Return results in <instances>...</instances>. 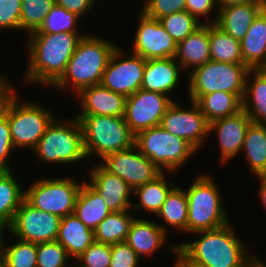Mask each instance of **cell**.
<instances>
[{
    "label": "cell",
    "mask_w": 266,
    "mask_h": 267,
    "mask_svg": "<svg viewBox=\"0 0 266 267\" xmlns=\"http://www.w3.org/2000/svg\"><path fill=\"white\" fill-rule=\"evenodd\" d=\"M123 54V50L119 47L112 52L103 73L101 85L129 97L141 89L146 60L130 52Z\"/></svg>",
    "instance_id": "7c38bea8"
},
{
    "label": "cell",
    "mask_w": 266,
    "mask_h": 267,
    "mask_svg": "<svg viewBox=\"0 0 266 267\" xmlns=\"http://www.w3.org/2000/svg\"><path fill=\"white\" fill-rule=\"evenodd\" d=\"M40 162L71 164L86 160L82 127L76 117L54 120L32 150Z\"/></svg>",
    "instance_id": "8992f818"
},
{
    "label": "cell",
    "mask_w": 266,
    "mask_h": 267,
    "mask_svg": "<svg viewBox=\"0 0 266 267\" xmlns=\"http://www.w3.org/2000/svg\"><path fill=\"white\" fill-rule=\"evenodd\" d=\"M242 107L252 122L266 124V69L247 73Z\"/></svg>",
    "instance_id": "484cf974"
},
{
    "label": "cell",
    "mask_w": 266,
    "mask_h": 267,
    "mask_svg": "<svg viewBox=\"0 0 266 267\" xmlns=\"http://www.w3.org/2000/svg\"><path fill=\"white\" fill-rule=\"evenodd\" d=\"M167 227L148 219L134 218L131 223L125 242L136 252L141 259L145 256H153L154 252L166 246L172 254L176 255L178 244L167 243Z\"/></svg>",
    "instance_id": "ac0fdd59"
},
{
    "label": "cell",
    "mask_w": 266,
    "mask_h": 267,
    "mask_svg": "<svg viewBox=\"0 0 266 267\" xmlns=\"http://www.w3.org/2000/svg\"><path fill=\"white\" fill-rule=\"evenodd\" d=\"M80 19L75 13L55 4L46 15L40 28L32 33H78L77 23Z\"/></svg>",
    "instance_id": "8d00e7d4"
},
{
    "label": "cell",
    "mask_w": 266,
    "mask_h": 267,
    "mask_svg": "<svg viewBox=\"0 0 266 267\" xmlns=\"http://www.w3.org/2000/svg\"><path fill=\"white\" fill-rule=\"evenodd\" d=\"M0 267H6V266L0 261Z\"/></svg>",
    "instance_id": "db71d44e"
},
{
    "label": "cell",
    "mask_w": 266,
    "mask_h": 267,
    "mask_svg": "<svg viewBox=\"0 0 266 267\" xmlns=\"http://www.w3.org/2000/svg\"><path fill=\"white\" fill-rule=\"evenodd\" d=\"M99 161L106 170L122 178L133 190L153 181L162 173L135 145L111 153Z\"/></svg>",
    "instance_id": "5bb4252c"
},
{
    "label": "cell",
    "mask_w": 266,
    "mask_h": 267,
    "mask_svg": "<svg viewBox=\"0 0 266 267\" xmlns=\"http://www.w3.org/2000/svg\"><path fill=\"white\" fill-rule=\"evenodd\" d=\"M213 177L201 173L185 190L188 200L187 233L212 230L229 223L222 194Z\"/></svg>",
    "instance_id": "5b68a950"
},
{
    "label": "cell",
    "mask_w": 266,
    "mask_h": 267,
    "mask_svg": "<svg viewBox=\"0 0 266 267\" xmlns=\"http://www.w3.org/2000/svg\"><path fill=\"white\" fill-rule=\"evenodd\" d=\"M7 228V229H6ZM6 229V231L8 232V226L6 224H4L2 221H0V255L2 253V249H3V246H4V238L3 235H4V230Z\"/></svg>",
    "instance_id": "816d5d0a"
},
{
    "label": "cell",
    "mask_w": 266,
    "mask_h": 267,
    "mask_svg": "<svg viewBox=\"0 0 266 267\" xmlns=\"http://www.w3.org/2000/svg\"><path fill=\"white\" fill-rule=\"evenodd\" d=\"M82 184L71 177H43L28 186L25 190V199L35 208L62 218L74 212Z\"/></svg>",
    "instance_id": "30bf717a"
},
{
    "label": "cell",
    "mask_w": 266,
    "mask_h": 267,
    "mask_svg": "<svg viewBox=\"0 0 266 267\" xmlns=\"http://www.w3.org/2000/svg\"><path fill=\"white\" fill-rule=\"evenodd\" d=\"M55 0H21L20 29L30 34L40 28Z\"/></svg>",
    "instance_id": "d590c367"
},
{
    "label": "cell",
    "mask_w": 266,
    "mask_h": 267,
    "mask_svg": "<svg viewBox=\"0 0 266 267\" xmlns=\"http://www.w3.org/2000/svg\"><path fill=\"white\" fill-rule=\"evenodd\" d=\"M15 244L3 246L0 261L6 267H37V244L15 238Z\"/></svg>",
    "instance_id": "e575fe53"
},
{
    "label": "cell",
    "mask_w": 266,
    "mask_h": 267,
    "mask_svg": "<svg viewBox=\"0 0 266 267\" xmlns=\"http://www.w3.org/2000/svg\"><path fill=\"white\" fill-rule=\"evenodd\" d=\"M174 58L184 71L190 72L209 62L211 60L209 24H202L184 40L178 42Z\"/></svg>",
    "instance_id": "603a6c76"
},
{
    "label": "cell",
    "mask_w": 266,
    "mask_h": 267,
    "mask_svg": "<svg viewBox=\"0 0 266 267\" xmlns=\"http://www.w3.org/2000/svg\"><path fill=\"white\" fill-rule=\"evenodd\" d=\"M246 267H266V264L261 261L260 259L254 257L247 265Z\"/></svg>",
    "instance_id": "f5cc1de1"
},
{
    "label": "cell",
    "mask_w": 266,
    "mask_h": 267,
    "mask_svg": "<svg viewBox=\"0 0 266 267\" xmlns=\"http://www.w3.org/2000/svg\"><path fill=\"white\" fill-rule=\"evenodd\" d=\"M73 213L94 231L111 211L101 195L85 181L77 195Z\"/></svg>",
    "instance_id": "4316f807"
},
{
    "label": "cell",
    "mask_w": 266,
    "mask_h": 267,
    "mask_svg": "<svg viewBox=\"0 0 266 267\" xmlns=\"http://www.w3.org/2000/svg\"><path fill=\"white\" fill-rule=\"evenodd\" d=\"M82 127L86 157L105 156L135 145V134L124 117L76 115Z\"/></svg>",
    "instance_id": "277c9868"
},
{
    "label": "cell",
    "mask_w": 266,
    "mask_h": 267,
    "mask_svg": "<svg viewBox=\"0 0 266 267\" xmlns=\"http://www.w3.org/2000/svg\"><path fill=\"white\" fill-rule=\"evenodd\" d=\"M89 184L101 195L111 212H121L132 207L133 189L126 181L106 170L100 163L90 166Z\"/></svg>",
    "instance_id": "e0dca14e"
},
{
    "label": "cell",
    "mask_w": 266,
    "mask_h": 267,
    "mask_svg": "<svg viewBox=\"0 0 266 267\" xmlns=\"http://www.w3.org/2000/svg\"><path fill=\"white\" fill-rule=\"evenodd\" d=\"M19 97L16 92L9 101L4 114L8 117L14 149L33 150L47 128L56 119V115L36 101H23L20 100L23 98Z\"/></svg>",
    "instance_id": "ba28073f"
},
{
    "label": "cell",
    "mask_w": 266,
    "mask_h": 267,
    "mask_svg": "<svg viewBox=\"0 0 266 267\" xmlns=\"http://www.w3.org/2000/svg\"><path fill=\"white\" fill-rule=\"evenodd\" d=\"M251 122L247 113L241 110L236 115L220 118L209 123V135L213 131L217 134L220 163H229L234 157L241 154L245 133Z\"/></svg>",
    "instance_id": "d6986e66"
},
{
    "label": "cell",
    "mask_w": 266,
    "mask_h": 267,
    "mask_svg": "<svg viewBox=\"0 0 266 267\" xmlns=\"http://www.w3.org/2000/svg\"><path fill=\"white\" fill-rule=\"evenodd\" d=\"M186 0H145L141 11L149 18L161 19L185 11Z\"/></svg>",
    "instance_id": "60d3db41"
},
{
    "label": "cell",
    "mask_w": 266,
    "mask_h": 267,
    "mask_svg": "<svg viewBox=\"0 0 266 267\" xmlns=\"http://www.w3.org/2000/svg\"><path fill=\"white\" fill-rule=\"evenodd\" d=\"M134 216L129 210L111 212L94 230L96 242L113 245L125 242Z\"/></svg>",
    "instance_id": "836d02e7"
},
{
    "label": "cell",
    "mask_w": 266,
    "mask_h": 267,
    "mask_svg": "<svg viewBox=\"0 0 266 267\" xmlns=\"http://www.w3.org/2000/svg\"><path fill=\"white\" fill-rule=\"evenodd\" d=\"M68 258L66 249L58 241L37 244V267H66Z\"/></svg>",
    "instance_id": "f35d334b"
},
{
    "label": "cell",
    "mask_w": 266,
    "mask_h": 267,
    "mask_svg": "<svg viewBox=\"0 0 266 267\" xmlns=\"http://www.w3.org/2000/svg\"><path fill=\"white\" fill-rule=\"evenodd\" d=\"M14 151L8 117L4 114L0 118V168L11 170L8 156Z\"/></svg>",
    "instance_id": "f6af8a7d"
},
{
    "label": "cell",
    "mask_w": 266,
    "mask_h": 267,
    "mask_svg": "<svg viewBox=\"0 0 266 267\" xmlns=\"http://www.w3.org/2000/svg\"><path fill=\"white\" fill-rule=\"evenodd\" d=\"M211 60L224 63H244L240 41L223 31L215 23L209 24Z\"/></svg>",
    "instance_id": "1f68e13d"
},
{
    "label": "cell",
    "mask_w": 266,
    "mask_h": 267,
    "mask_svg": "<svg viewBox=\"0 0 266 267\" xmlns=\"http://www.w3.org/2000/svg\"><path fill=\"white\" fill-rule=\"evenodd\" d=\"M192 234L201 237L192 242L178 243V250L191 263L203 267H246L255 257L236 236L230 222L216 229Z\"/></svg>",
    "instance_id": "7a4b0ae2"
},
{
    "label": "cell",
    "mask_w": 266,
    "mask_h": 267,
    "mask_svg": "<svg viewBox=\"0 0 266 267\" xmlns=\"http://www.w3.org/2000/svg\"><path fill=\"white\" fill-rule=\"evenodd\" d=\"M189 109L181 107L176 100L168 107L160 126L167 132L189 142L196 150L209 136V123L196 102L190 101Z\"/></svg>",
    "instance_id": "9a60e30c"
},
{
    "label": "cell",
    "mask_w": 266,
    "mask_h": 267,
    "mask_svg": "<svg viewBox=\"0 0 266 267\" xmlns=\"http://www.w3.org/2000/svg\"><path fill=\"white\" fill-rule=\"evenodd\" d=\"M136 148L166 174L178 171L197 151L189 142L160 125L135 135Z\"/></svg>",
    "instance_id": "9c48e42d"
},
{
    "label": "cell",
    "mask_w": 266,
    "mask_h": 267,
    "mask_svg": "<svg viewBox=\"0 0 266 267\" xmlns=\"http://www.w3.org/2000/svg\"><path fill=\"white\" fill-rule=\"evenodd\" d=\"M249 68L244 63L210 60L188 75L189 100L197 102L203 95L225 91L243 99Z\"/></svg>",
    "instance_id": "52a82bcc"
},
{
    "label": "cell",
    "mask_w": 266,
    "mask_h": 267,
    "mask_svg": "<svg viewBox=\"0 0 266 267\" xmlns=\"http://www.w3.org/2000/svg\"><path fill=\"white\" fill-rule=\"evenodd\" d=\"M116 47L108 39L85 33L67 63L64 74L52 87L62 91L70 87L77 95L86 87L101 84L109 58Z\"/></svg>",
    "instance_id": "3957f363"
},
{
    "label": "cell",
    "mask_w": 266,
    "mask_h": 267,
    "mask_svg": "<svg viewBox=\"0 0 266 267\" xmlns=\"http://www.w3.org/2000/svg\"><path fill=\"white\" fill-rule=\"evenodd\" d=\"M241 152H245L249 171L253 175L266 174V124L250 123Z\"/></svg>",
    "instance_id": "83f0119b"
},
{
    "label": "cell",
    "mask_w": 266,
    "mask_h": 267,
    "mask_svg": "<svg viewBox=\"0 0 266 267\" xmlns=\"http://www.w3.org/2000/svg\"><path fill=\"white\" fill-rule=\"evenodd\" d=\"M79 33L28 34V64L24 82L53 86L64 74L80 39Z\"/></svg>",
    "instance_id": "6da1fadb"
},
{
    "label": "cell",
    "mask_w": 266,
    "mask_h": 267,
    "mask_svg": "<svg viewBox=\"0 0 266 267\" xmlns=\"http://www.w3.org/2000/svg\"><path fill=\"white\" fill-rule=\"evenodd\" d=\"M183 71L174 57L146 60L141 89L166 95L173 93Z\"/></svg>",
    "instance_id": "44dd1931"
},
{
    "label": "cell",
    "mask_w": 266,
    "mask_h": 267,
    "mask_svg": "<svg viewBox=\"0 0 266 267\" xmlns=\"http://www.w3.org/2000/svg\"><path fill=\"white\" fill-rule=\"evenodd\" d=\"M174 98L159 92L140 89L126 97L124 119L136 135L140 131L159 126Z\"/></svg>",
    "instance_id": "4fadbf2b"
},
{
    "label": "cell",
    "mask_w": 266,
    "mask_h": 267,
    "mask_svg": "<svg viewBox=\"0 0 266 267\" xmlns=\"http://www.w3.org/2000/svg\"><path fill=\"white\" fill-rule=\"evenodd\" d=\"M196 103L208 123L236 115L243 110L242 99L236 94L225 91L203 95Z\"/></svg>",
    "instance_id": "f546056e"
},
{
    "label": "cell",
    "mask_w": 266,
    "mask_h": 267,
    "mask_svg": "<svg viewBox=\"0 0 266 267\" xmlns=\"http://www.w3.org/2000/svg\"><path fill=\"white\" fill-rule=\"evenodd\" d=\"M266 1H253L218 9L215 24L234 39L241 41Z\"/></svg>",
    "instance_id": "7402d4cb"
},
{
    "label": "cell",
    "mask_w": 266,
    "mask_h": 267,
    "mask_svg": "<svg viewBox=\"0 0 266 267\" xmlns=\"http://www.w3.org/2000/svg\"><path fill=\"white\" fill-rule=\"evenodd\" d=\"M21 0H0V30H20Z\"/></svg>",
    "instance_id": "b9f144b4"
},
{
    "label": "cell",
    "mask_w": 266,
    "mask_h": 267,
    "mask_svg": "<svg viewBox=\"0 0 266 267\" xmlns=\"http://www.w3.org/2000/svg\"><path fill=\"white\" fill-rule=\"evenodd\" d=\"M156 216L169 227L187 233L188 200L185 189L175 185Z\"/></svg>",
    "instance_id": "d6a6232c"
},
{
    "label": "cell",
    "mask_w": 266,
    "mask_h": 267,
    "mask_svg": "<svg viewBox=\"0 0 266 267\" xmlns=\"http://www.w3.org/2000/svg\"><path fill=\"white\" fill-rule=\"evenodd\" d=\"M217 8V13L215 10V15L209 18L214 9ZM185 10L194 16L198 21L200 16H205L206 21L203 20V24L215 23L218 16V5L217 0H186ZM211 19V21H210Z\"/></svg>",
    "instance_id": "ee69618b"
},
{
    "label": "cell",
    "mask_w": 266,
    "mask_h": 267,
    "mask_svg": "<svg viewBox=\"0 0 266 267\" xmlns=\"http://www.w3.org/2000/svg\"><path fill=\"white\" fill-rule=\"evenodd\" d=\"M76 98L81 108L77 115L124 117L126 97L101 84L82 89Z\"/></svg>",
    "instance_id": "ffe728a7"
},
{
    "label": "cell",
    "mask_w": 266,
    "mask_h": 267,
    "mask_svg": "<svg viewBox=\"0 0 266 267\" xmlns=\"http://www.w3.org/2000/svg\"><path fill=\"white\" fill-rule=\"evenodd\" d=\"M56 241L66 249L70 258L76 259L95 241L94 231L72 213L62 217Z\"/></svg>",
    "instance_id": "d4e9b609"
},
{
    "label": "cell",
    "mask_w": 266,
    "mask_h": 267,
    "mask_svg": "<svg viewBox=\"0 0 266 267\" xmlns=\"http://www.w3.org/2000/svg\"><path fill=\"white\" fill-rule=\"evenodd\" d=\"M174 267H180L176 262H175V265H174Z\"/></svg>",
    "instance_id": "11a10c76"
},
{
    "label": "cell",
    "mask_w": 266,
    "mask_h": 267,
    "mask_svg": "<svg viewBox=\"0 0 266 267\" xmlns=\"http://www.w3.org/2000/svg\"><path fill=\"white\" fill-rule=\"evenodd\" d=\"M97 1L98 0H55V3L82 18L86 13L89 14L88 12H91L92 9L94 10Z\"/></svg>",
    "instance_id": "bcb514c9"
},
{
    "label": "cell",
    "mask_w": 266,
    "mask_h": 267,
    "mask_svg": "<svg viewBox=\"0 0 266 267\" xmlns=\"http://www.w3.org/2000/svg\"><path fill=\"white\" fill-rule=\"evenodd\" d=\"M25 199V189L15 179L11 170L0 172V221L8 227Z\"/></svg>",
    "instance_id": "4dcf8cb0"
},
{
    "label": "cell",
    "mask_w": 266,
    "mask_h": 267,
    "mask_svg": "<svg viewBox=\"0 0 266 267\" xmlns=\"http://www.w3.org/2000/svg\"><path fill=\"white\" fill-rule=\"evenodd\" d=\"M243 62L249 69H266V6L240 41Z\"/></svg>",
    "instance_id": "cb8c5ba5"
},
{
    "label": "cell",
    "mask_w": 266,
    "mask_h": 267,
    "mask_svg": "<svg viewBox=\"0 0 266 267\" xmlns=\"http://www.w3.org/2000/svg\"><path fill=\"white\" fill-rule=\"evenodd\" d=\"M140 258L126 243L111 245V263L109 267H139Z\"/></svg>",
    "instance_id": "7bdbcfd3"
},
{
    "label": "cell",
    "mask_w": 266,
    "mask_h": 267,
    "mask_svg": "<svg viewBox=\"0 0 266 267\" xmlns=\"http://www.w3.org/2000/svg\"><path fill=\"white\" fill-rule=\"evenodd\" d=\"M175 258L176 260L174 261H176L180 267H203L198 264L191 263L179 250L177 251Z\"/></svg>",
    "instance_id": "681fc988"
},
{
    "label": "cell",
    "mask_w": 266,
    "mask_h": 267,
    "mask_svg": "<svg viewBox=\"0 0 266 267\" xmlns=\"http://www.w3.org/2000/svg\"><path fill=\"white\" fill-rule=\"evenodd\" d=\"M159 21L177 43L203 24V21H198L186 10L165 16Z\"/></svg>",
    "instance_id": "74e56055"
},
{
    "label": "cell",
    "mask_w": 266,
    "mask_h": 267,
    "mask_svg": "<svg viewBox=\"0 0 266 267\" xmlns=\"http://www.w3.org/2000/svg\"><path fill=\"white\" fill-rule=\"evenodd\" d=\"M166 172H162L153 181L147 182L144 185L138 186L133 190V193L137 195L140 202L132 204V209L134 208V213L140 208L145 212L143 214L157 213L160 211L163 203L165 202L169 192L175 187L174 182L166 180ZM170 184V186H169Z\"/></svg>",
    "instance_id": "f1b7e54d"
},
{
    "label": "cell",
    "mask_w": 266,
    "mask_h": 267,
    "mask_svg": "<svg viewBox=\"0 0 266 267\" xmlns=\"http://www.w3.org/2000/svg\"><path fill=\"white\" fill-rule=\"evenodd\" d=\"M74 267H109L111 245L94 241L79 257Z\"/></svg>",
    "instance_id": "ab89813d"
},
{
    "label": "cell",
    "mask_w": 266,
    "mask_h": 267,
    "mask_svg": "<svg viewBox=\"0 0 266 267\" xmlns=\"http://www.w3.org/2000/svg\"><path fill=\"white\" fill-rule=\"evenodd\" d=\"M256 177L261 181L260 188L258 189V199L262 201V206L266 209V174L258 175Z\"/></svg>",
    "instance_id": "c3c4849f"
},
{
    "label": "cell",
    "mask_w": 266,
    "mask_h": 267,
    "mask_svg": "<svg viewBox=\"0 0 266 267\" xmlns=\"http://www.w3.org/2000/svg\"><path fill=\"white\" fill-rule=\"evenodd\" d=\"M61 217L41 211L23 200L8 227L10 235L32 243L56 241Z\"/></svg>",
    "instance_id": "8fae6325"
},
{
    "label": "cell",
    "mask_w": 266,
    "mask_h": 267,
    "mask_svg": "<svg viewBox=\"0 0 266 267\" xmlns=\"http://www.w3.org/2000/svg\"><path fill=\"white\" fill-rule=\"evenodd\" d=\"M137 22L138 29L130 53L139 55L145 60L175 57L177 42L159 20L149 18L140 11Z\"/></svg>",
    "instance_id": "2e32d148"
},
{
    "label": "cell",
    "mask_w": 266,
    "mask_h": 267,
    "mask_svg": "<svg viewBox=\"0 0 266 267\" xmlns=\"http://www.w3.org/2000/svg\"><path fill=\"white\" fill-rule=\"evenodd\" d=\"M0 74V118L4 115L6 107L17 92L13 85H10L8 79Z\"/></svg>",
    "instance_id": "7dc6e473"
},
{
    "label": "cell",
    "mask_w": 266,
    "mask_h": 267,
    "mask_svg": "<svg viewBox=\"0 0 266 267\" xmlns=\"http://www.w3.org/2000/svg\"><path fill=\"white\" fill-rule=\"evenodd\" d=\"M253 1H266V0H217L218 9H222L223 7L244 4Z\"/></svg>",
    "instance_id": "f907efd6"
}]
</instances>
